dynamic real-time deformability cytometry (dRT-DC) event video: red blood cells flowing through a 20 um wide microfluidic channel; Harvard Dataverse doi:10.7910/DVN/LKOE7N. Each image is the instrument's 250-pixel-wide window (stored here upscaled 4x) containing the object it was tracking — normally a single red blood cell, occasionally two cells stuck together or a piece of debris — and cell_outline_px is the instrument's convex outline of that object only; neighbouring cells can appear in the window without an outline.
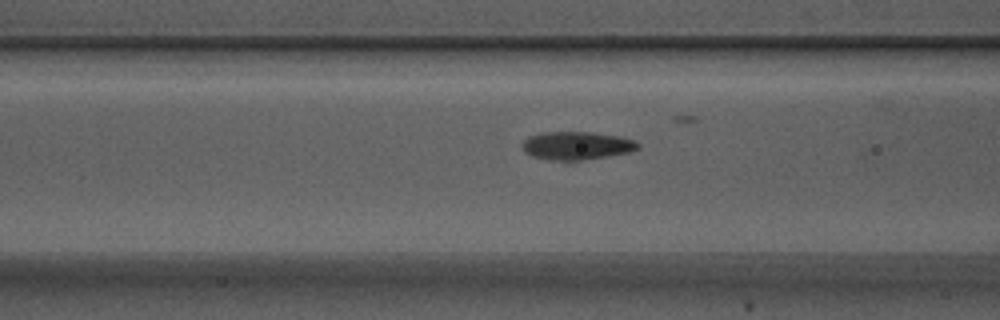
{"species": "Egyptian fruit bat (a non-hibernating species)", "species_latin": "Rousettus aegyptiacus", "temperature_condition": "warm", "stored_images_in_passage": 8, "camera_frame_rate_fps": 3000, "um_per_image_px": 0.085, "animal": {"sex": "male"}, "frame": {"image": 1, "passage_image": 5, "time_ms": 1.333, "image_size_px": [1000, 320], "cell_outline_px": [[640, 148], [628, 152], [568, 164], [548, 160], [532, 156], [524, 152], [520, 144], [528, 136], [544, 132], [592, 132], [620, 136], [632, 140], [640, 144]], "centroid_in_image_um": [48.96, 12.42], "position_along_channel_um": 117.6, "area_um2": 19.71}}
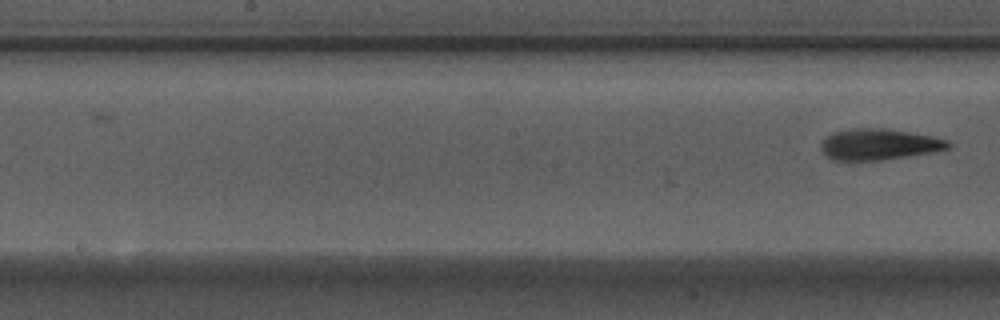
{"frame": {"image": 2, "passage_image": 8, "time_ms": 2.333, "image_size_px": [1000, 320], "cell_outline_px": [[952, 144], [948, 148], [932, 152], [880, 160], [832, 160], [820, 148], [820, 144], [824, 136], [832, 132], [852, 128], [884, 128], [932, 136], [948, 140]], "centroid_in_image_um": [74.67, 12.26], "position_along_channel_um": 173.5, "area_um2": 23.0}}